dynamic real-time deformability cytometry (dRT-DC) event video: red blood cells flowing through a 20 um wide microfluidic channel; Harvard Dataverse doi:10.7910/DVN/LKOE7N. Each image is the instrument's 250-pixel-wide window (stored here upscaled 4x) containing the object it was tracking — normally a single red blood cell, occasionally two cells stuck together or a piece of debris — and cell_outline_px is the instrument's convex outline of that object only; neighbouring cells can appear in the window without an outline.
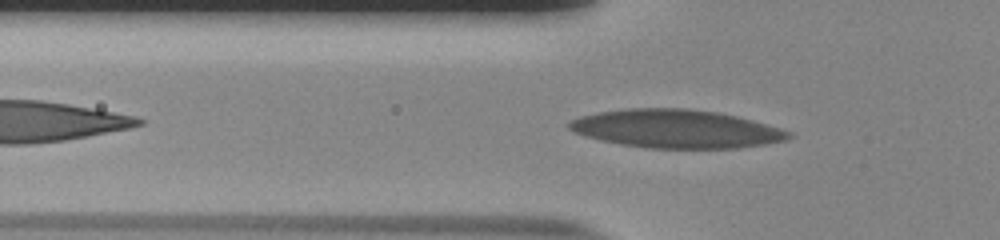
{"species": "human", "species_latin": "Homo sapiens", "temperature_condition": "room temperature", "stored_images_in_passage": 40, "camera_frame_rate_fps": 3000, "um_per_image_px": 0.085, "donor": {"sex": "male"}, "frame": {"image": 1, "passage_image": 5, "time_ms": 1.333, "image_size_px": [1000, 240], "cell_outline_px": [[792, 136], [788, 140], [740, 148], [644, 148], [620, 144], [600, 140], [584, 136], [568, 128], [564, 124], [580, 116], [596, 112], [624, 108], [688, 108], [720, 112], [752, 120], [780, 128], [792, 132]], "centroid_in_image_um": [57.45, 10.94], "position_along_channel_um": 68.4, "area_um2": 49.42}}
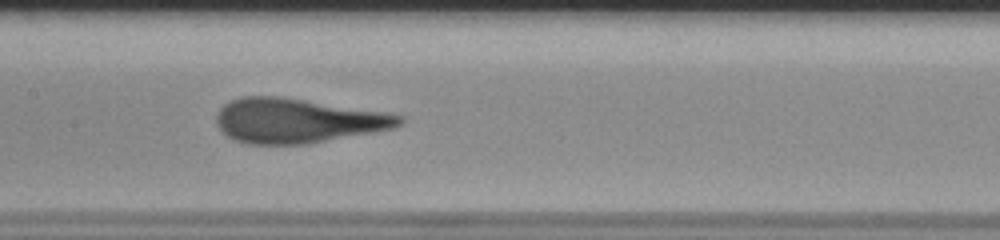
{"frame": {"image": 2, "passage_image": 14, "time_ms": 4.333, "image_size_px": [1000, 240], "cell_outline_px": [[404, 124], [392, 128], [308, 144], [248, 144], [232, 140], [216, 124], [216, 112], [224, 104], [240, 96], [280, 96], [380, 112], [404, 116]], "centroid_in_image_um": [25.21, 10.26], "position_along_channel_um": 182.2, "area_um2": 47.11}}
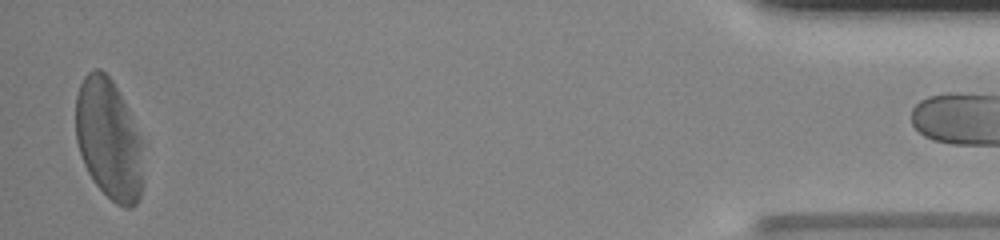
{"frame": {"image": 3, "passage_image": 39, "time_ms": 12.667, "image_size_px": [1000, 240], "cell_outline_px": [[144, 184], [140, 196], [136, 204], [132, 208], [124, 208], [116, 204], [92, 180], [84, 164], [76, 140], [76, 96], [80, 84], [84, 76], [88, 72], [96, 68], [100, 68], [112, 80], [124, 100], [128, 108], [140, 136], [144, 180]], "centroid_in_image_um": [9.26, 11.86], "position_along_channel_um": 425.9, "area_um2": 47.74}}